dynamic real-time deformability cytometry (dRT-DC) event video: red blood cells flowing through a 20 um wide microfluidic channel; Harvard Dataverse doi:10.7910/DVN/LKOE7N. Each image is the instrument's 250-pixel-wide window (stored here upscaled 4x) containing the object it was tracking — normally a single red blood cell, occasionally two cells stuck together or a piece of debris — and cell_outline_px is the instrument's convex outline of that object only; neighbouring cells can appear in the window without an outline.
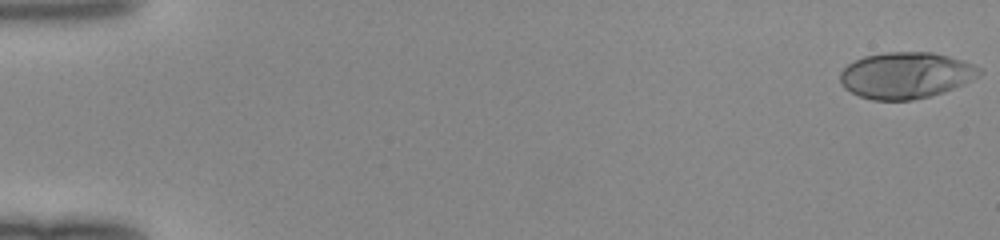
{"species": "human", "species_latin": "Homo sapiens", "temperature_condition": "room temperature", "stored_images_in_passage": 50, "camera_frame_rate_fps": 3000, "um_per_image_px": 0.085, "donor": {"sex": "female"}, "frame": {"image": 1, "passage_image": 1, "time_ms": 0.0, "image_size_px": [1000, 240], "cell_outline_px": [[984, 72], [980, 76], [964, 84], [944, 92], [912, 100], [872, 100], [860, 96], [844, 88], [840, 84], [840, 72], [848, 64], [864, 56], [888, 52], [932, 52], [964, 60], [984, 68]], "centroid_in_image_um": [77.05, 6.4], "position_along_channel_um": 8.0, "area_um2": 37.86}}
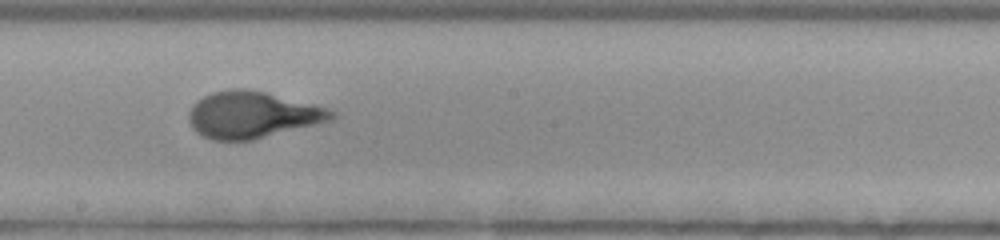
{"frame": {"image": 2, "passage_image": 29, "time_ms": 9.333, "image_size_px": [1000, 240], "cell_outline_px": [[336, 116], [332, 120], [252, 140], [212, 140], [196, 132], [192, 128], [188, 120], [188, 112], [192, 104], [196, 100], [212, 92], [232, 88], [244, 88], [264, 92], [316, 104], [328, 108], [336, 112]], "centroid_in_image_um": [21.43, 9.75], "position_along_channel_um": 226.8, "area_um2": 38.9}}
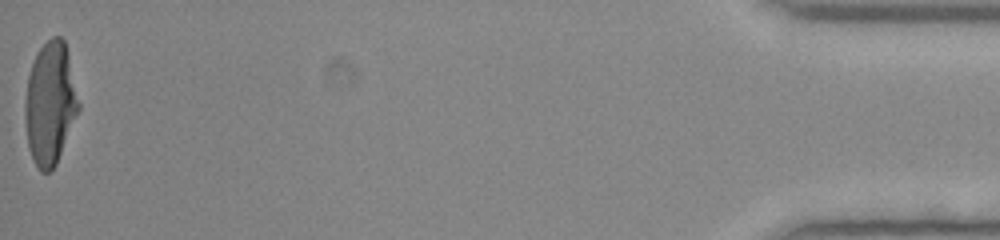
{"frame": {"image": 3, "passage_image": 50, "time_ms": 16.333, "image_size_px": [1000, 240], "cell_outline_px": [[80, 108], [56, 164], [48, 172], [40, 172], [28, 148], [24, 116], [24, 104], [28, 76], [32, 64], [40, 48], [52, 36], [60, 36], [64, 40], [68, 52], [80, 104]], "centroid_in_image_um": [4.26, 8.78], "position_along_channel_um": 430.9, "area_um2": 38.15}}